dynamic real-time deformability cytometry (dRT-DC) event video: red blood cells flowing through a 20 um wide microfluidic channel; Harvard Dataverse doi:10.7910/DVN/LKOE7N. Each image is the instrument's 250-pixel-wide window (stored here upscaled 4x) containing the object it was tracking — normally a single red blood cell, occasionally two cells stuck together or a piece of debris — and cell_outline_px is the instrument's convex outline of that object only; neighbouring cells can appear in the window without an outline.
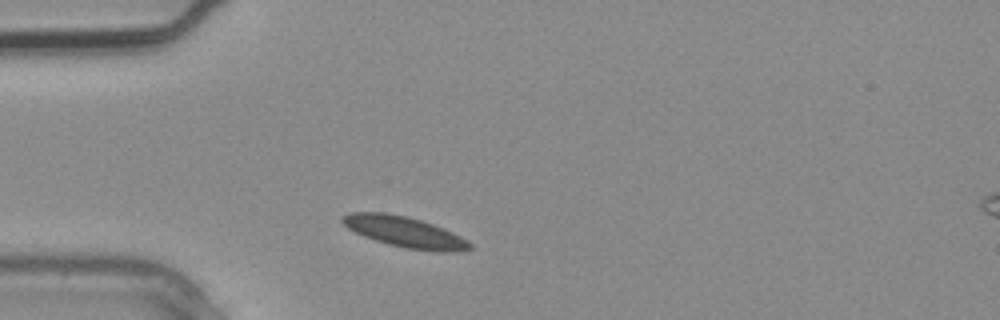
{"species": "common noctule bat (a hibernating species)", "species_latin": "Nyctalus noctula", "temperature_condition": "warm", "stored_images_in_passage": 2, "segment_of_instrument_passage": [1, 2], "camera_frame_rate_fps": 3000, "um_per_image_px": 0.085, "animal": {"sex": "male", "body_mass_g": 20.4}, "frame": {"image": 1, "passage_image": 1, "time_ms": 0.0, "image_size_px": [1000, 320], "cell_outline_px": [[472, 248], [456, 252], [436, 252], [408, 248], [388, 244], [364, 236], [348, 228], [340, 220], [340, 216], [348, 212], [384, 212], [408, 216], [444, 228], [468, 240], [472, 244]], "centroid_in_image_um": [34.4, 19.71], "position_along_channel_um": 50.6, "area_um2": 22.89}}